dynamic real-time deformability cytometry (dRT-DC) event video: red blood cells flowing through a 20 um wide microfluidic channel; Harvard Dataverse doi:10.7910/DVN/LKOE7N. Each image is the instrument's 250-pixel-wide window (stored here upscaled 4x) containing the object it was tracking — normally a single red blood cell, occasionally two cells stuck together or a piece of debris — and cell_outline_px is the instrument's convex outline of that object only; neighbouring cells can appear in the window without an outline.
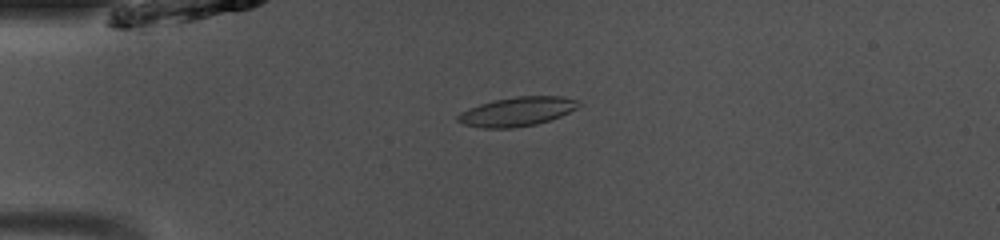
{"species": "common noctule bat (a hibernating species)", "species_latin": "Nyctalus noctula", "temperature_condition": "room temperature", "stored_images_in_passage": 48, "camera_frame_rate_fps": 3000, "um_per_image_px": 0.085, "animal": {"sex": "male", "body_mass_g": 13.0, "forearm_length_mm": 53.1}, "frame": {"image": 1, "passage_image": 11, "time_ms": 3.333, "image_size_px": [1000, 240], "cell_outline_px": [[584, 104], [560, 116], [536, 124], [512, 128], [484, 128], [464, 124], [456, 120], [456, 116], [460, 112], [480, 104], [496, 100], [516, 96], [560, 96], [580, 100]], "centroid_in_image_um": [43.98, 9.48], "position_along_channel_um": 41.0, "area_um2": 20.4}}
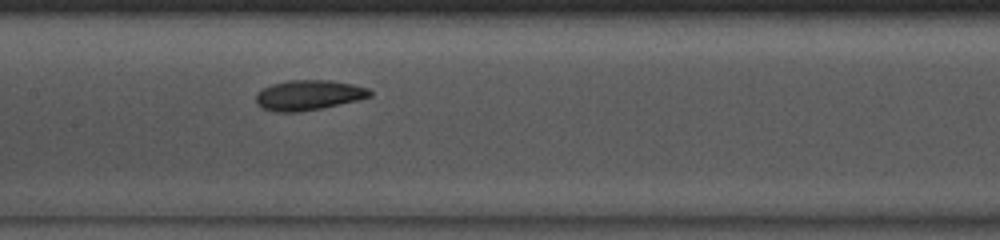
{"frame": {"image": 2, "passage_image": 23, "time_ms": 7.333, "image_size_px": [1000, 240], "cell_outline_px": [[372, 96], [356, 100], [320, 108], [296, 112], [276, 112], [264, 108], [256, 104], [256, 92], [272, 84], [288, 80], [328, 80], [352, 84], [368, 88], [372, 92]], "centroid_in_image_um": [26.2, 8.08], "position_along_channel_um": 181.2, "area_um2": 19.77}}
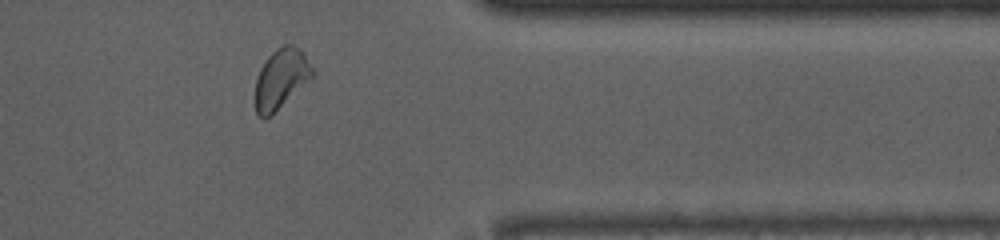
{"frame": {"image": 3, "passage_image": 39, "time_ms": 12.667, "image_size_px": [1000, 240], "cell_outline_px": [[316, 76], [312, 80], [268, 116], [256, 116], [256, 80], [260, 68], [268, 56], [276, 48], [284, 44], [292, 44], [300, 48], [304, 52], [316, 72]], "centroid_in_image_um": [23.96, 6.63], "position_along_channel_um": 387.4, "area_um2": 20.06}, "authors_computed_cell_mechanics": {"area_um2": 20.0566, "velocity_mm_per_s": 4.0718, "shape_relaxation_time_tau1_ms": 4.7595, "shape_relaxation_time_tau2_ms": 2.6778, "deformation_change_tau1": 0.1322, "deformation_change_tau2": 0.0814}}